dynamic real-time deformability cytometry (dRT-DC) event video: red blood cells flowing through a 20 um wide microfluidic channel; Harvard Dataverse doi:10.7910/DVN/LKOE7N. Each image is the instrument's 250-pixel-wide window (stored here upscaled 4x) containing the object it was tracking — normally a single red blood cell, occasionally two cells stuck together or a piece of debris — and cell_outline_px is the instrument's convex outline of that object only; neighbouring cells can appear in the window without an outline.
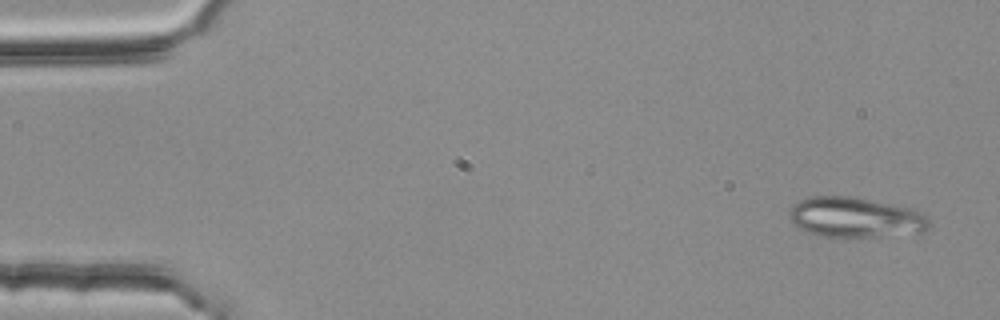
{"species": "common noctule bat (a hibernating species)", "species_latin": "Nyctalus noctula", "temperature_condition": "room temperature", "stored_images_in_passage": 3, "camera_frame_rate_fps": 3000, "um_per_image_px": 0.085, "animal": {"sex": "female", "body_mass_g": 25.1}, "frame": {"image": 1, "passage_image": 1, "time_ms": 0.0, "image_size_px": [1000, 320], "cell_outline_px": [[928, 228], [924, 232], [876, 236], [824, 236], [804, 232], [796, 228], [792, 224], [788, 216], [792, 204], [800, 200], [812, 196], [856, 196], [908, 208], [924, 216], [928, 220]], "centroid_in_image_um": [72.59, 18.47], "position_along_channel_um": 12.4, "area_um2": 32.54}}